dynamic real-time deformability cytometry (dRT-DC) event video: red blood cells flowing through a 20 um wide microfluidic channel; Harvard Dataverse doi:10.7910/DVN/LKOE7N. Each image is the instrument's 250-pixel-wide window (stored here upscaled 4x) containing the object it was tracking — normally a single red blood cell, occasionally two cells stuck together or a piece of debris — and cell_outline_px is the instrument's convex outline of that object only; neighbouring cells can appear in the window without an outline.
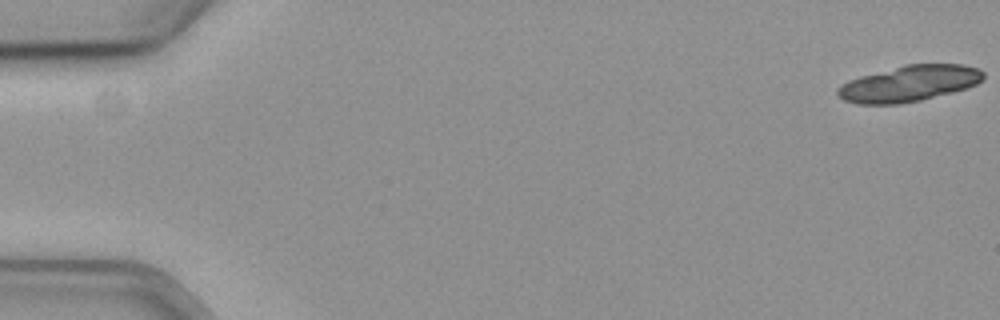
{"species": "common noctule bat (a hibernating species)", "species_latin": "Nyctalus noctula", "temperature_condition": "cold", "stored_images_in_passage": 21, "camera_frame_rate_fps": 3000, "um_per_image_px": 0.085, "animal": {"sex": "female", "body_mass_g": 19.3, "forearm_length_mm": 54.1}, "frame": {"image": 1, "passage_image": 1, "time_ms": 0.0, "image_size_px": [1000, 320], "cell_outline_px": [[984, 80], [968, 88], [920, 100], [900, 104], [856, 104], [844, 100], [836, 92], [836, 88], [840, 84], [848, 80], [860, 76], [904, 64], [964, 64], [980, 68], [984, 72]], "centroid_in_image_um": [77.29, 7.09], "position_along_channel_um": 7.7, "area_um2": 30.87}}